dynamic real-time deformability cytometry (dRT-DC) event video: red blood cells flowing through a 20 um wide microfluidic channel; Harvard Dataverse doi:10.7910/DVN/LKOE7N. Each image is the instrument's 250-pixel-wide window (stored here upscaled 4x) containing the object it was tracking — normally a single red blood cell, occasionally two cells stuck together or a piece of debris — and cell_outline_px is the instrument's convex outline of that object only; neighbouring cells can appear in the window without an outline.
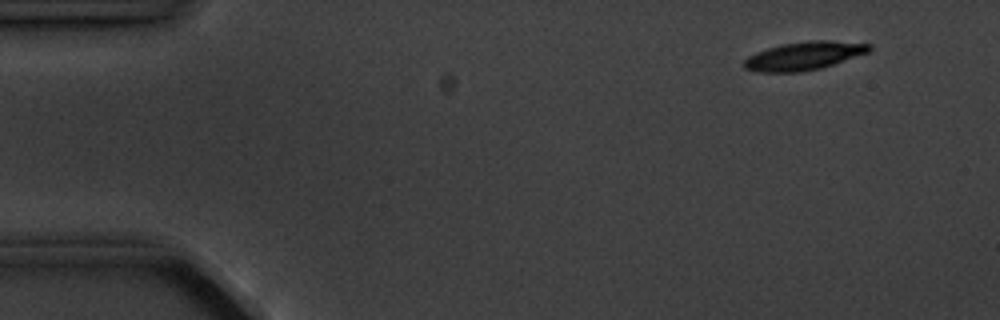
{"species": "common noctule bat (a hibernating species)", "species_latin": "Nyctalus noctula", "temperature_condition": "cold", "stored_images_in_passage": 4, "camera_frame_rate_fps": 3000, "um_per_image_px": 0.085, "animal": {"sex": "male", "body_mass_g": 20.1, "forearm_length_mm": 53.5}, "frame": {"image": 1, "passage_image": 1, "time_ms": 0.0, "image_size_px": [1000, 320], "cell_outline_px": [[872, 48], [868, 52], [820, 68], [800, 72], [756, 72], [744, 68], [744, 60], [748, 56], [756, 52], [780, 44], [808, 40], [828, 40], [872, 44]], "centroid_in_image_um": [68.31, 4.74], "position_along_channel_um": 16.7, "area_um2": 20.58}}
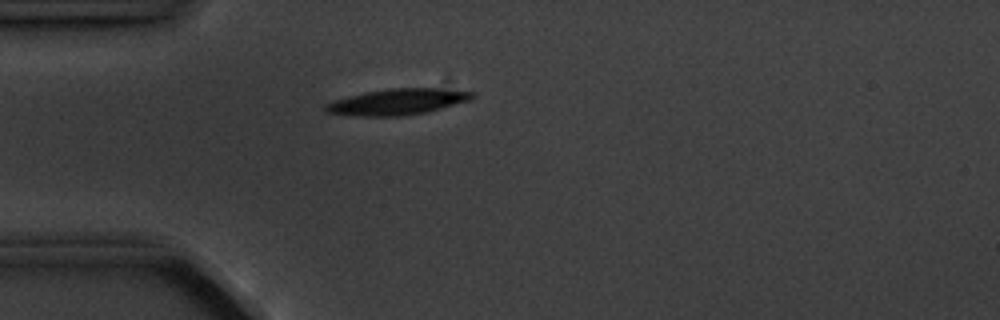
{"frame": {"image": 2, "passage_image": 4, "time_ms": 3.333, "image_size_px": [1000, 320], "cell_outline_px": [[476, 96], [472, 100], [424, 112], [400, 116], [360, 116], [324, 112], [320, 108], [324, 104], [348, 96], [364, 92], [388, 88], [436, 88], [472, 92]], "centroid_in_image_um": [33.73, 8.65], "position_along_channel_um": 51.3, "area_um2": 22.2}}